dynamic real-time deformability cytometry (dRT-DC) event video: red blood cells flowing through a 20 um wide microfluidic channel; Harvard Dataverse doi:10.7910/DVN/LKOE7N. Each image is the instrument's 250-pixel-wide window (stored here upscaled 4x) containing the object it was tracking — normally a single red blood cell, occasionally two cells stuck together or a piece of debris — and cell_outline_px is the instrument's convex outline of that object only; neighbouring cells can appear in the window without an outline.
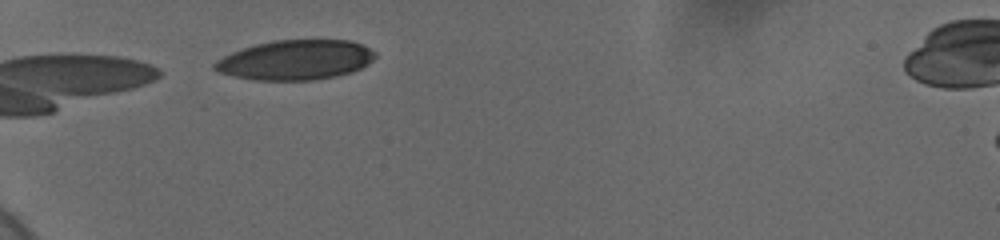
{"species": "human", "species_latin": "Homo sapiens", "temperature_condition": "cold", "stored_images_in_passage": 24, "camera_frame_rate_fps": 3000, "um_per_image_px": 0.085, "donor": {"sex": "female"}, "frame": {"image": 1, "passage_image": 1, "time_ms": 0.0, "image_size_px": [1000, 240], "cell_outline_px": [[376, 56], [368, 64], [352, 72], [336, 76], [312, 80], [252, 80], [220, 72], [212, 68], [212, 64], [216, 60], [232, 52], [256, 44], [272, 40], [352, 40], [376, 52]], "centroid_in_image_um": [25.12, 5.09], "position_along_channel_um": 59.9, "area_um2": 37.17}}
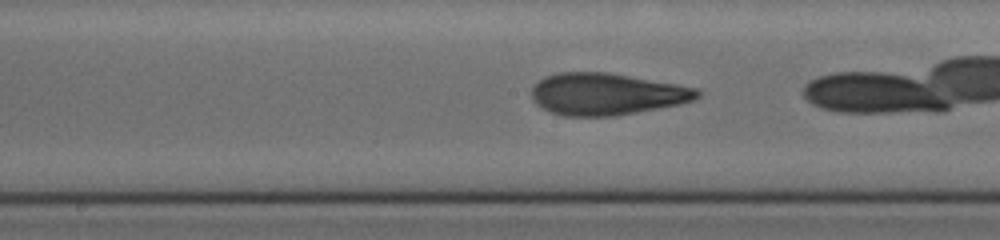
{"frame": {"image": 2, "passage_image": 8, "time_ms": 2.333, "image_size_px": [1000, 240], "cell_outline_px": [[700, 96], [692, 100], [680, 104], [616, 116], [564, 116], [552, 112], [536, 104], [532, 100], [532, 88], [544, 76], [556, 72], [608, 72], [676, 84], [696, 88], [700, 92]], "centroid_in_image_um": [51.54, 7.99], "position_along_channel_um": 196.7, "area_um2": 40.34}}
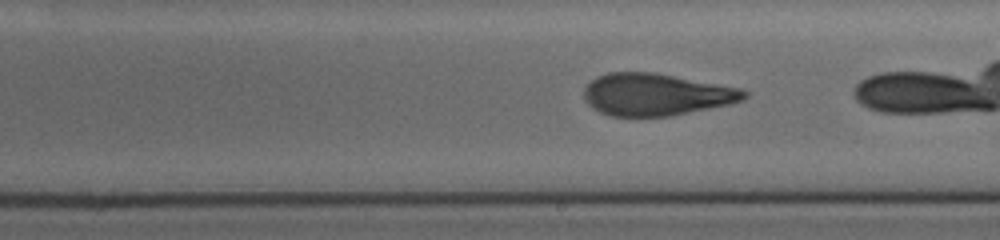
{"frame": {"image": 3, "passage_image": 11, "time_ms": 3.333, "image_size_px": [1000, 240], "cell_outline_px": [[748, 96], [740, 100], [728, 104], [668, 116], [612, 116], [600, 112], [592, 108], [584, 100], [584, 88], [596, 76], [608, 72], [656, 72], [740, 88], [748, 92]], "centroid_in_image_um": [55.72, 8.02], "position_along_channel_um": 233.3, "area_um2": 39.13}}